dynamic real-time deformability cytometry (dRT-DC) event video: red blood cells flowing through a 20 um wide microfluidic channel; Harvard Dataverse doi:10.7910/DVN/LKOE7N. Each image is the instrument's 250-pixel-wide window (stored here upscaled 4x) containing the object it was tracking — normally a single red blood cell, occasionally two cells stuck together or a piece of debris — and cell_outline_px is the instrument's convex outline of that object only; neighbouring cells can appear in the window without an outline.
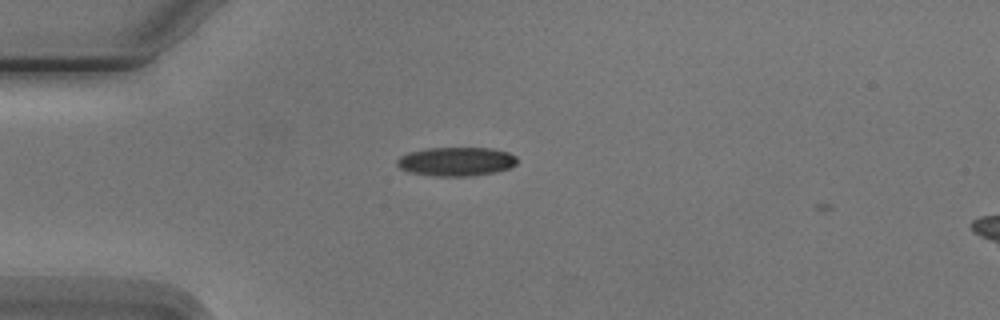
{"species": "Egyptian fruit bat (a non-hibernating species)", "species_latin": "Rousettus aegyptiacus", "temperature_condition": "cold", "stored_images_in_passage": 2, "camera_frame_rate_fps": 3000, "um_per_image_px": 0.085, "animal": {"sex": "male"}, "frame": {"image": 1, "passage_image": 1, "time_ms": 0.0, "image_size_px": [1000, 320], "cell_outline_px": [[516, 164], [512, 168], [496, 172], [472, 176], [432, 176], [408, 172], [400, 168], [396, 164], [396, 160], [400, 156], [408, 152], [428, 148], [492, 148], [508, 152], [516, 156]], "centroid_in_image_um": [38.78, 13.73], "position_along_channel_um": 46.2, "area_um2": 20.46}}